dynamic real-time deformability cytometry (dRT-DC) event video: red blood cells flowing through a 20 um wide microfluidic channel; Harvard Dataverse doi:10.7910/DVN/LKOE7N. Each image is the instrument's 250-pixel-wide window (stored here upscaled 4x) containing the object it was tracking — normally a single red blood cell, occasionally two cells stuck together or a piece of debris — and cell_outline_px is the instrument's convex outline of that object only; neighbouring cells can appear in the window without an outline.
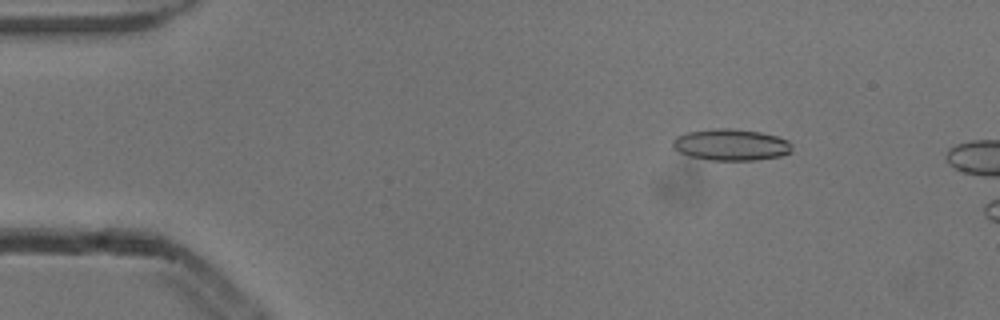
{"species": "common noctule bat (a hibernating species)", "species_latin": "Nyctalus noctula", "temperature_condition": "cold", "stored_images_in_passage": 4, "camera_frame_rate_fps": 3000, "um_per_image_px": 0.085, "animal": {"sex": "male", "body_mass_g": 13.3}, "frame": {"image": 1, "passage_image": 3, "time_ms": 0.667, "image_size_px": [1000, 320], "cell_outline_px": [[792, 152], [780, 156], [756, 160], [708, 160], [688, 156], [680, 152], [672, 144], [672, 140], [676, 136], [688, 132], [712, 128], [732, 128], [760, 132], [776, 136], [788, 140], [792, 144]], "centroid_in_image_um": [62.14, 12.3], "position_along_channel_um": 22.9, "area_um2": 22.02}}